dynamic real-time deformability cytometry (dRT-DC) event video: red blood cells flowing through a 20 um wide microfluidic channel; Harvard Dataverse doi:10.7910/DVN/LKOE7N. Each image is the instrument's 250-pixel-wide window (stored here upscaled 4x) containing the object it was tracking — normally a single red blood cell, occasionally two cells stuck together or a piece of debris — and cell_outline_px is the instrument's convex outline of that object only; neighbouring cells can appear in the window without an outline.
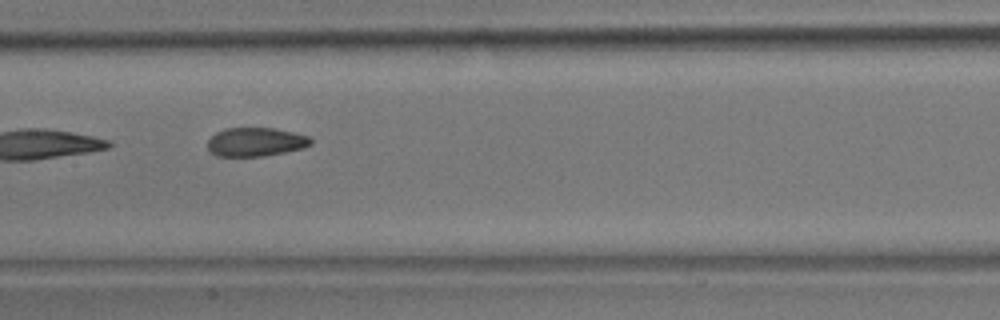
{"species": "common noctule bat (a hibernating species)", "species_latin": "Nyctalus noctula", "temperature_condition": "room temperature", "stored_images_in_passage": 14, "camera_frame_rate_fps": 3000, "um_per_image_px": 0.085, "animal": {"sex": "male", "body_mass_g": 17.9}, "frame": {"image": 1, "passage_image": 7, "time_ms": 2.0, "image_size_px": [1000, 320], "cell_outline_px": [[312, 144], [300, 148], [284, 152], [264, 156], [216, 156], [208, 148], [208, 140], [216, 132], [224, 128], [276, 128], [308, 136], [312, 140]], "centroid_in_image_um": [21.71, 12.06], "position_along_channel_um": 185.7, "area_um2": 17.17}}